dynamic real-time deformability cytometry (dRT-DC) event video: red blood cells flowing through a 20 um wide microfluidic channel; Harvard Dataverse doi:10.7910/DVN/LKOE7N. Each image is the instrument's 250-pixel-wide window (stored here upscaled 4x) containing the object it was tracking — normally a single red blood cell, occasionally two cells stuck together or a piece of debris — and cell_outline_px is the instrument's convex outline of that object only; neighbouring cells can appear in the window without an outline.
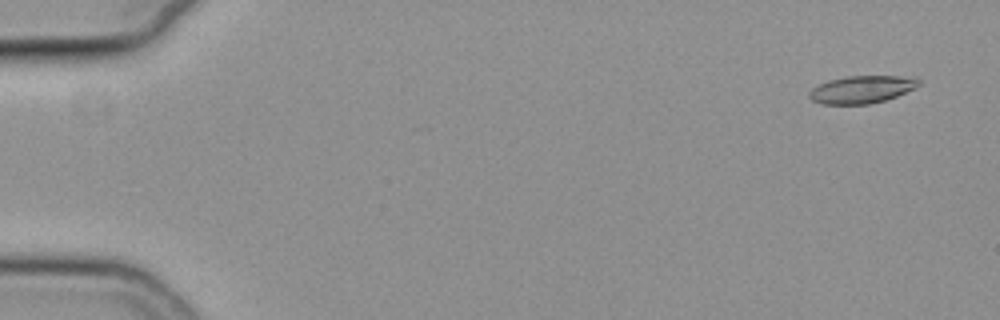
{"species": "common noctule bat (a hibernating species)", "species_latin": "Nyctalus noctula", "temperature_condition": "cold", "stored_images_in_passage": 57, "camera_frame_rate_fps": 3000, "um_per_image_px": 0.085, "animal": {"sex": "female", "body_mass_g": 19.3, "forearm_length_mm": 54.1}, "frame": {"image": 1, "passage_image": 4, "time_ms": 1.0, "image_size_px": [1000, 320], "cell_outline_px": [[920, 84], [916, 88], [896, 96], [884, 100], [868, 104], [820, 104], [812, 100], [808, 96], [808, 92], [812, 88], [828, 80], [848, 76], [916, 76], [920, 80]], "centroid_in_image_um": [73.27, 7.59], "position_along_channel_um": 11.7, "area_um2": 17.69}}
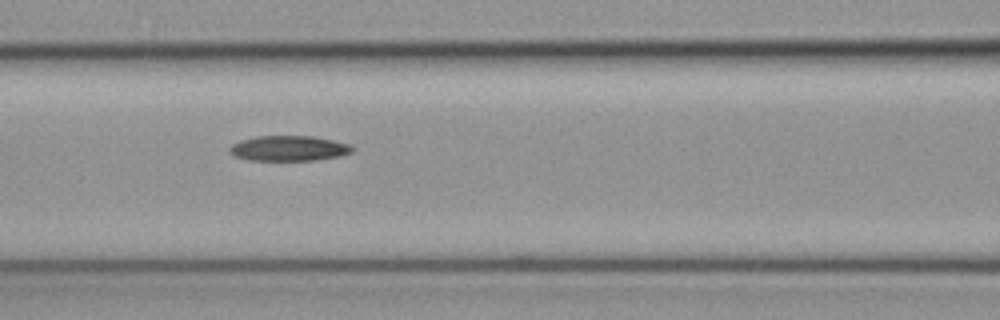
{"frame": {"image": 2, "passage_image": 26, "time_ms": 8.333, "image_size_px": [1000, 320], "cell_outline_px": [[352, 152], [340, 156], [316, 160], [248, 160], [236, 156], [228, 152], [228, 148], [232, 144], [240, 140], [256, 136], [312, 136], [332, 140], [348, 144], [352, 148]], "centroid_in_image_um": [24.5, 12.61], "position_along_channel_um": 142.1, "area_um2": 17.98}}
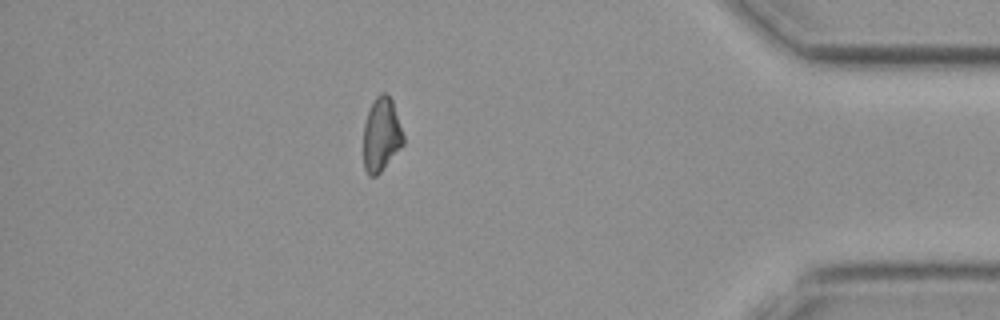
{"frame": {"image": 3, "passage_image": 50, "time_ms": 16.333, "image_size_px": [1000, 320], "cell_outline_px": [[404, 144], [380, 172], [376, 176], [368, 176], [364, 168], [364, 124], [368, 112], [376, 96], [380, 92], [384, 92], [392, 100], [404, 136]], "centroid_in_image_um": [32.41, 11.46], "position_along_channel_um": 402.8, "area_um2": 16.99}}